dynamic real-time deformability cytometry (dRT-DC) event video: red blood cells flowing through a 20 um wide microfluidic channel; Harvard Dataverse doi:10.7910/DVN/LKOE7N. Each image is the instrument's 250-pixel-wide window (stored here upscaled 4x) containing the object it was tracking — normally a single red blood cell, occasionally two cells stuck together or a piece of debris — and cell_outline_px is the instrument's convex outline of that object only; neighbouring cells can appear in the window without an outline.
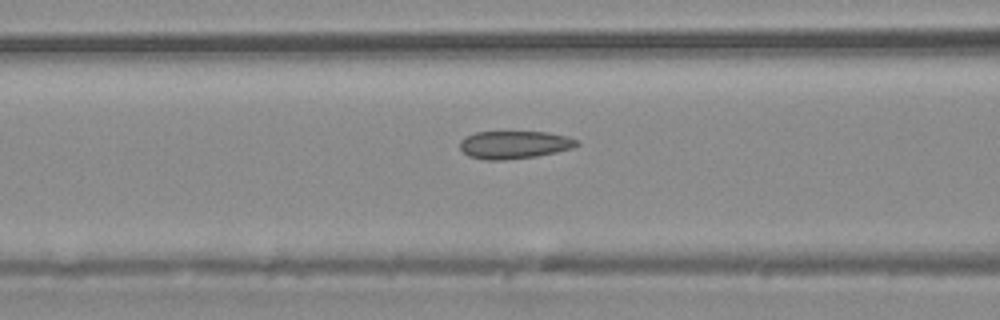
{"species": "common noctule bat (a hibernating species)", "species_latin": "Nyctalus noctula", "temperature_condition": "warm", "stored_images_in_passage": 4, "camera_frame_rate_fps": 3000, "um_per_image_px": 0.085, "animal": {"sex": "male", "body_mass_g": 20.4}, "frame": {"image": 1, "passage_image": 4, "time_ms": 3.667, "image_size_px": [1000, 320], "cell_outline_px": [[580, 144], [572, 148], [556, 152], [536, 156], [504, 160], [484, 160], [468, 156], [460, 148], [460, 140], [464, 136], [476, 132], [548, 132], [568, 136], [580, 140]], "centroid_in_image_um": [43.72, 12.3], "position_along_channel_um": 122.9, "area_um2": 19.13}}